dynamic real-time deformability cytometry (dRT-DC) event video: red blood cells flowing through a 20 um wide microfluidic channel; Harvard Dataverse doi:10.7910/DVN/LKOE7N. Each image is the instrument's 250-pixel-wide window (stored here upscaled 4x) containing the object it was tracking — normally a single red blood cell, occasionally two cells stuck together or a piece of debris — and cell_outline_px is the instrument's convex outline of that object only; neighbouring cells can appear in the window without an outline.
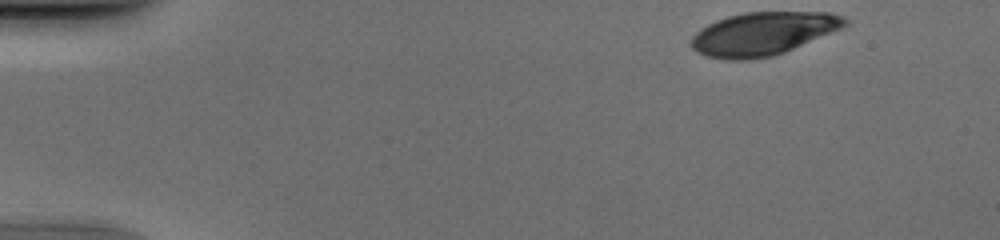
{"species": "human", "species_latin": "Homo sapiens", "temperature_condition": "cold", "stored_images_in_passage": 47, "camera_frame_rate_fps": 3000, "um_per_image_px": 0.085, "donor": {"sex": "male"}, "frame": {"image": 1, "passage_image": 1, "time_ms": 0.0, "image_size_px": [1000, 240], "cell_outline_px": [[848, 24], [844, 28], [784, 52], [772, 56], [748, 60], [724, 60], [708, 56], [696, 52], [688, 44], [692, 36], [700, 28], [716, 20], [728, 16], [744, 12], [828, 12], [844, 16], [848, 20]], "centroid_in_image_um": [64.85, 2.86], "position_along_channel_um": 20.2, "area_um2": 39.02}}
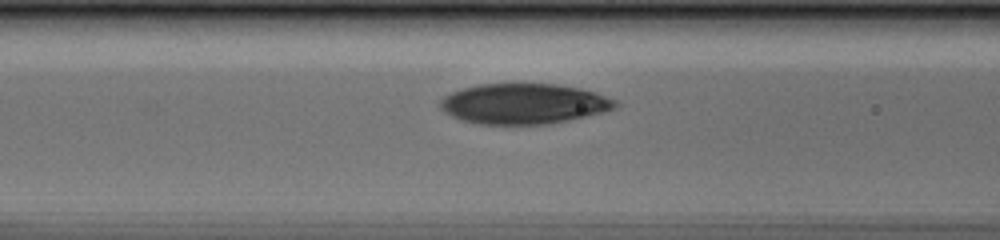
{"frame": {"image": 2, "passage_image": 17, "time_ms": 5.333, "image_size_px": [1000, 240], "cell_outline_px": [[620, 104], [616, 108], [604, 112], [568, 120], [548, 124], [480, 124], [460, 120], [444, 112], [440, 108], [440, 100], [444, 96], [460, 88], [476, 84], [556, 84], [580, 88], [596, 92], [616, 100]], "centroid_in_image_um": [44.52, 8.81], "position_along_channel_um": 122.1, "area_um2": 41.44}}
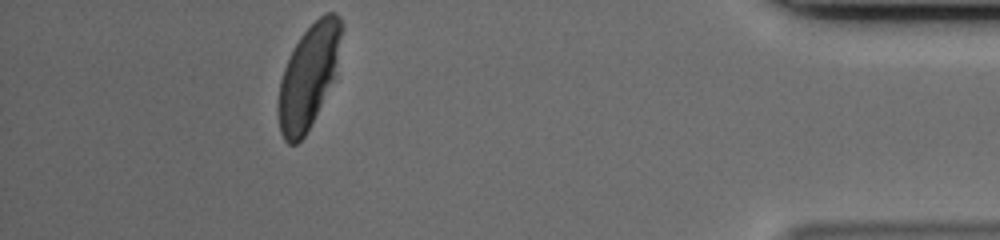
{"frame": {"image": 3, "passage_image": 42, "time_ms": 13.667, "image_size_px": [1000, 240], "cell_outline_px": [[344, 28], [332, 76], [320, 104], [304, 136], [296, 144], [288, 144], [284, 140], [280, 132], [276, 112], [276, 104], [280, 80], [284, 68], [300, 36], [324, 12], [336, 12], [340, 16], [344, 24]], "centroid_in_image_um": [26.17, 6.46], "position_along_channel_um": 409.0, "area_um2": 37.17}}